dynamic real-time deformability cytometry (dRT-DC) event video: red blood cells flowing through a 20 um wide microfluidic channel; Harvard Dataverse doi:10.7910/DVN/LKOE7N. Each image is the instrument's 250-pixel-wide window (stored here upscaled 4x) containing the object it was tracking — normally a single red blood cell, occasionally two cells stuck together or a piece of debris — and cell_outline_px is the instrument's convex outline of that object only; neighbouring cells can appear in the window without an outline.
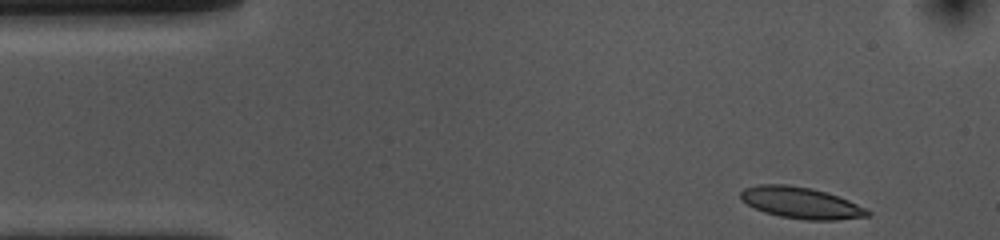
{"species": "common noctule bat (a hibernating species)", "species_latin": "Nyctalus noctula", "temperature_condition": "cold", "stored_images_in_passage": 40, "camera_frame_rate_fps": 3000, "um_per_image_px": 0.085, "animal": {"sex": "female", "body_mass_g": 10.0, "forearm_length_mm": 53.1}, "frame": {"image": 1, "passage_image": 1, "time_ms": 0.0, "image_size_px": [1000, 240], "cell_outline_px": [[872, 212], [868, 216], [836, 220], [804, 220], [780, 216], [764, 212], [740, 200], [740, 192], [744, 188], [760, 184], [784, 184], [812, 188], [848, 200]], "centroid_in_image_um": [68.05, 17.24], "position_along_channel_um": 17.0, "area_um2": 23.0}}
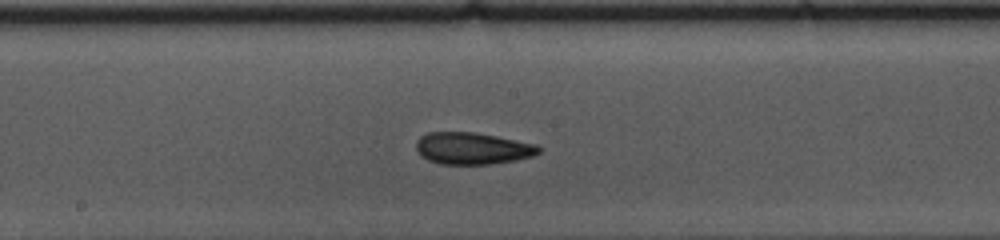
{"frame": {"image": 2, "passage_image": 23, "time_ms": 7.333, "image_size_px": [1000, 240], "cell_outline_px": [[540, 152], [532, 156], [516, 160], [492, 164], [440, 164], [428, 160], [420, 156], [416, 148], [416, 140], [420, 136], [428, 132], [472, 132], [496, 136], [540, 144]], "centroid_in_image_um": [40.16, 12.61], "position_along_channel_um": 208.0, "area_um2": 23.0}}
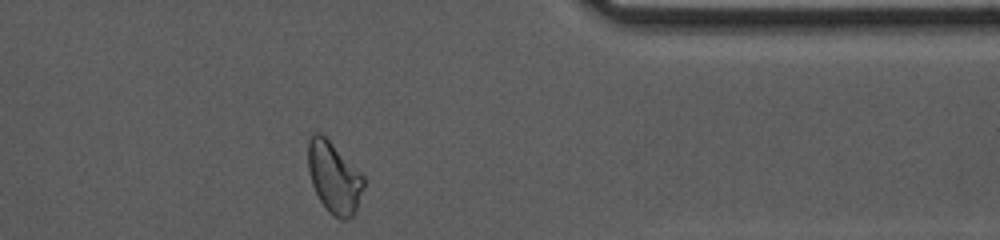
{"frame": {"image": 3, "passage_image": 39, "time_ms": 12.667, "image_size_px": [1000, 240], "cell_outline_px": [[364, 184], [356, 208], [352, 216], [344, 220], [340, 220], [332, 216], [328, 212], [320, 200], [312, 184], [308, 168], [308, 140], [312, 132], [320, 132], [364, 176]], "centroid_in_image_um": [28.36, 15.09], "position_along_channel_um": 383.0, "area_um2": 22.77}, "authors_computed_cell_mechanics": {"area_um2": 22.7154, "velocity_mm_per_s": 3.6303, "shape_relaxation_time_tau1_ms": 9.1511, "shape_relaxation_time_tau2_ms": 2.9451, "deformation_change_tau1": 0.1799, "deformation_change_tau2": 0.0891}}